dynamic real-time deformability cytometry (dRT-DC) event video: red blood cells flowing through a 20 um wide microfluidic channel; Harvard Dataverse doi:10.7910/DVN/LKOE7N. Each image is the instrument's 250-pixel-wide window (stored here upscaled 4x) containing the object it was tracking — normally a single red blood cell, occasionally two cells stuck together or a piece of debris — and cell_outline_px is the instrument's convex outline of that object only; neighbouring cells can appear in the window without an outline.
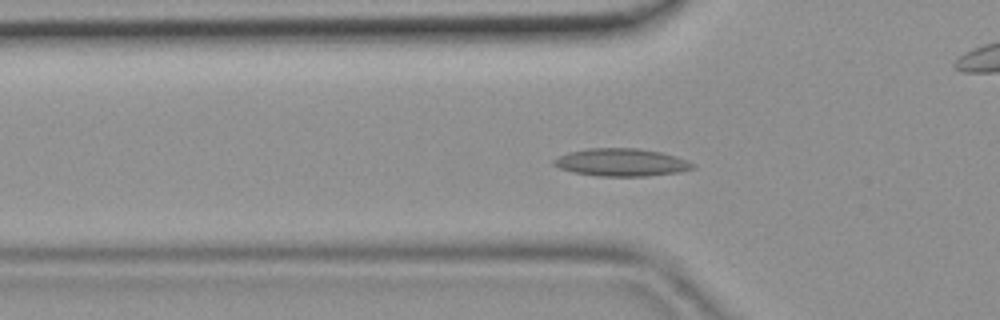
{"species": "common noctule bat (a hibernating species)", "species_latin": "Nyctalus noctula", "temperature_condition": "room temperature", "stored_images_in_passage": 45, "camera_frame_rate_fps": 3000, "um_per_image_px": 0.085, "animal": {"sex": "female", "body_mass_g": 19.9}, "frame": {"image": 1, "passage_image": 14, "time_ms": 4.333, "image_size_px": [1000, 320], "cell_outline_px": [[696, 168], [680, 172], [648, 176], [596, 176], [572, 172], [560, 168], [552, 164], [552, 160], [568, 152], [588, 148], [640, 148], [660, 152], [676, 156], [696, 164]], "centroid_in_image_um": [52.83, 13.8], "position_along_channel_um": 73.0, "area_um2": 22.6}}
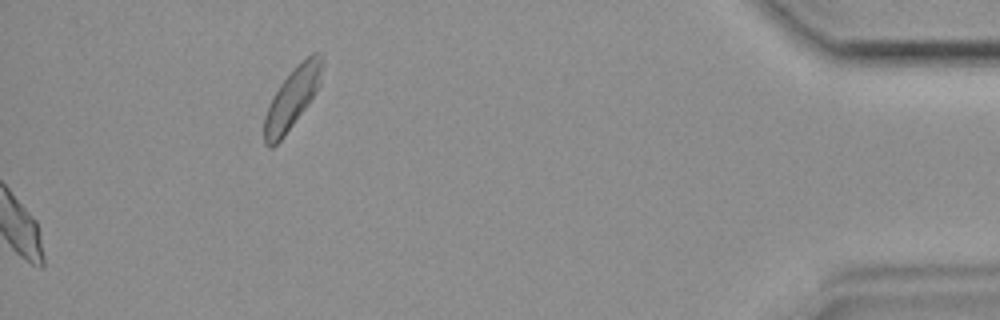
{"frame": {"image": 2, "passage_image": 45, "time_ms": 14.667, "image_size_px": [1000, 320], "cell_outline_px": [[324, 60], [320, 84], [316, 92], [308, 104], [284, 136], [272, 148], [268, 148], [264, 144], [264, 116], [268, 104], [272, 96], [280, 84], [296, 64], [312, 52], [324, 52]], "centroid_in_image_um": [24.85, 8.29], "position_along_channel_um": 410.3, "area_um2": 20.87}}